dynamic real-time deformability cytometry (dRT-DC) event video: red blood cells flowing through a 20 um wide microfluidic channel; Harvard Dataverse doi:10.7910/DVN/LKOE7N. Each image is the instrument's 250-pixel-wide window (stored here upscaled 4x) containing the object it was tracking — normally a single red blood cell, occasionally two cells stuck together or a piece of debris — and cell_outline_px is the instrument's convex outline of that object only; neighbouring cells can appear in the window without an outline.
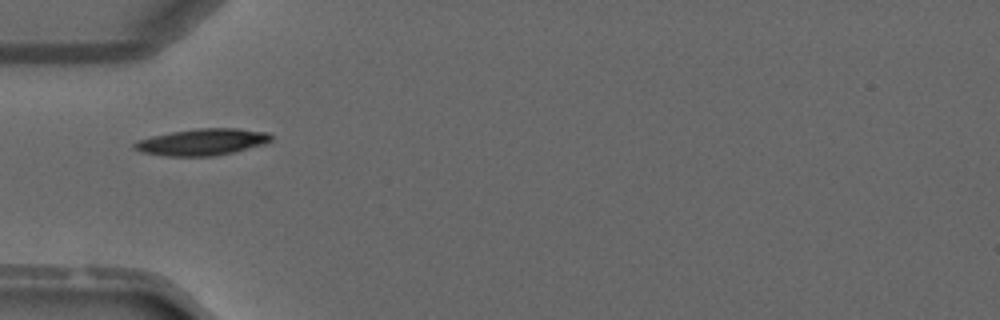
{"species": "common noctule bat (a hibernating species)", "species_latin": "Nyctalus noctula", "temperature_condition": "warm", "stored_images_in_passage": 1, "camera_frame_rate_fps": 3000, "um_per_image_px": 0.085, "animal": {"sex": "male", "forearm_length_mm": 52.5}, "frame": {"image": 1, "passage_image": 1, "time_ms": 0.0, "image_size_px": [1000, 320], "cell_outline_px": [[272, 140], [264, 144], [216, 156], [164, 156], [140, 152], [132, 148], [132, 144], [136, 140], [152, 136], [172, 132], [196, 128], [236, 128], [268, 132], [272, 136]], "centroid_in_image_um": [17.14, 12.07], "position_along_channel_um": 67.9, "area_um2": 21.33}}